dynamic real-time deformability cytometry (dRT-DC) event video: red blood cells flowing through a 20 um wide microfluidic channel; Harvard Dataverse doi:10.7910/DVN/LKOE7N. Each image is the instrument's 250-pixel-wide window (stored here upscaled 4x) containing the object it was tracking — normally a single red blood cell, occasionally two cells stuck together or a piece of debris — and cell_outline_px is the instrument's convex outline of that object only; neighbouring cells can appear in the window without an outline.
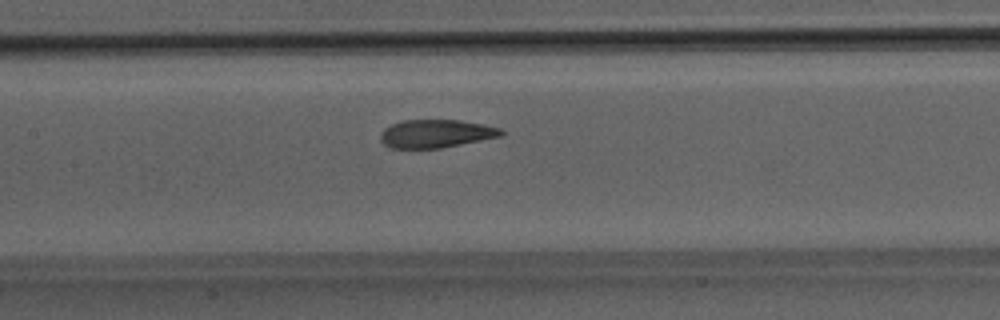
{"species": "Egyptian fruit bat (a non-hibernating species)", "species_latin": "Rousettus aegyptiacus", "temperature_condition": "room temperature", "stored_images_in_passage": 37, "camera_frame_rate_fps": 3000, "um_per_image_px": 0.085, "animal": {"sex": "male"}, "frame": {"image": 1, "passage_image": 11, "time_ms": 3.333, "image_size_px": [1000, 320], "cell_outline_px": [[504, 132], [500, 136], [440, 148], [392, 148], [384, 144], [380, 140], [380, 132], [384, 128], [392, 124], [404, 120], [460, 120], [484, 124], [500, 128]], "centroid_in_image_um": [37.02, 11.35], "position_along_channel_um": 170.4, "area_um2": 19.65}}
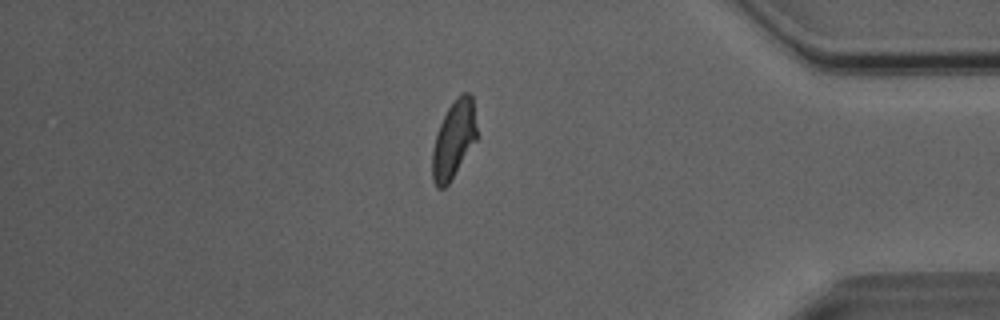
{"frame": {"image": 2, "passage_image": 30, "time_ms": 9.667, "image_size_px": [1000, 320], "cell_outline_px": [[476, 140], [448, 184], [444, 188], [436, 188], [432, 180], [432, 152], [436, 132], [448, 108], [456, 96], [460, 92], [468, 92], [472, 96], [476, 128]], "centroid_in_image_um": [38.54, 11.85], "position_along_channel_um": 396.7, "area_um2": 19.94}}
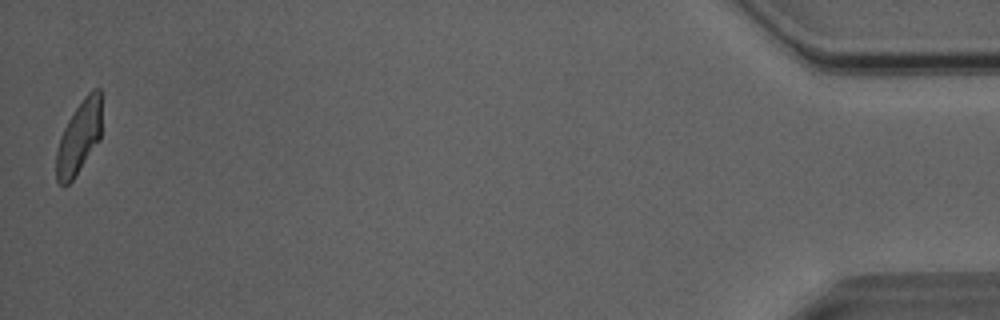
{"frame": {"image": 3, "passage_image": 37, "time_ms": 12.0, "image_size_px": [1000, 320], "cell_outline_px": [[100, 140], [72, 180], [64, 188], [56, 180], [56, 152], [60, 136], [68, 120], [84, 96], [92, 88], [100, 88]], "centroid_in_image_um": [6.69, 11.7], "position_along_channel_um": 428.5, "area_um2": 19.19}, "authors_computed_cell_mechanics": {"area_um2": 20.5768, "velocity_mm_per_s": 4.0608, "shape_relaxation_time_tau1_ms": 5.7004, "shape_relaxation_time_tau2_ms": 1.2251, "deformation_change_tau1": 0.1791, "deformation_change_tau2": 0.0878}}